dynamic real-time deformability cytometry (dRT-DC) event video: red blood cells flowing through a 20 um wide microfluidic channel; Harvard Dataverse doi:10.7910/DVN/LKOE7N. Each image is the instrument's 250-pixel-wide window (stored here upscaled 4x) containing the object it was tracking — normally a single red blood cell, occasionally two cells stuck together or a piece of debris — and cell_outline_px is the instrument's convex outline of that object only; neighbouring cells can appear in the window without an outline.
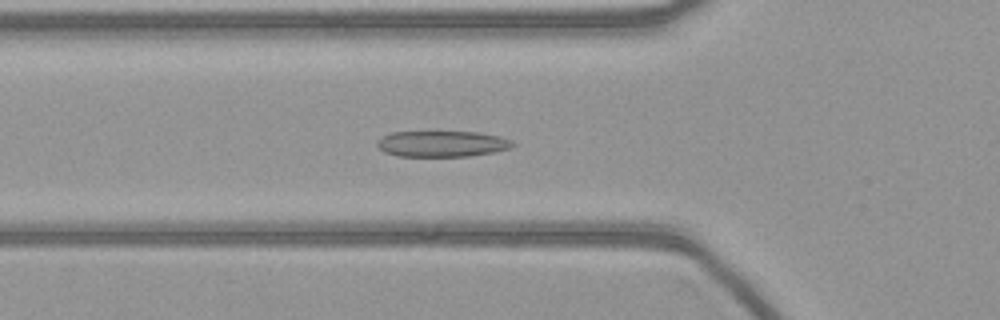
{"species": "common noctule bat (a hibernating species)", "species_latin": "Nyctalus noctula", "temperature_condition": "warm", "stored_images_in_passage": 55, "camera_frame_rate_fps": 3000, "um_per_image_px": 0.085, "animal": {"sex": "female", "body_mass_g": 21.9}, "frame": {"image": 1, "passage_image": 19, "time_ms": 6.0, "image_size_px": [1000, 320], "cell_outline_px": [[516, 144], [508, 148], [492, 152], [468, 156], [396, 156], [384, 152], [376, 144], [376, 140], [380, 136], [392, 132], [476, 132], [500, 136], [512, 140]], "centroid_in_image_um": [37.52, 12.22], "position_along_channel_um": 88.3, "area_um2": 20.52}}
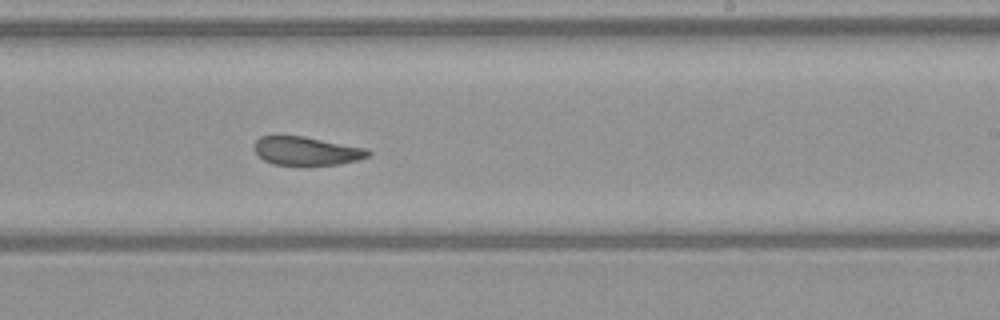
{"frame": {"image": 2, "passage_image": 33, "time_ms": 10.667, "image_size_px": [1000, 320], "cell_outline_px": [[372, 152], [368, 156], [356, 160], [340, 164], [272, 164], [264, 160], [252, 148], [256, 140], [260, 136], [304, 136], [368, 148]], "centroid_in_image_um": [26.06, 12.81], "position_along_channel_um": 262.9, "area_um2": 18.79}}
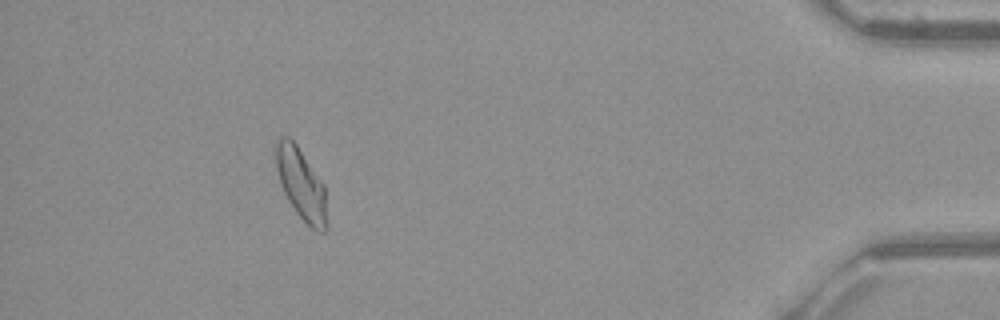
{"frame": {"image": 3, "passage_image": 50, "time_ms": 16.333, "image_size_px": [1000, 320], "cell_outline_px": [[328, 228], [324, 232], [316, 232], [296, 212], [288, 200], [280, 184], [276, 168], [276, 140], [280, 136], [288, 136], [296, 144], [324, 184], [328, 224]], "centroid_in_image_um": [25.61, 15.67], "position_along_channel_um": 409.6, "area_um2": 21.21}}